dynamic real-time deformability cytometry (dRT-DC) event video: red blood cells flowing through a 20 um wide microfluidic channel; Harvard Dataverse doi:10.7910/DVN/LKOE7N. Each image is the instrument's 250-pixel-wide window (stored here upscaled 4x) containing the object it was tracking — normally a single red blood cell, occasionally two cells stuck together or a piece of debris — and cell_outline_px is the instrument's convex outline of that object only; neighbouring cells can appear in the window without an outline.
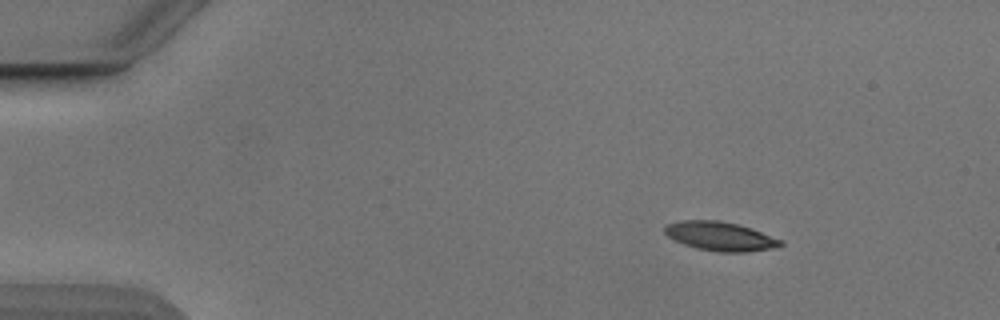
{"species": "Egyptian fruit bat (a non-hibernating species)", "species_latin": "Rousettus aegyptiacus", "temperature_condition": "cold", "stored_images_in_passage": 53, "camera_frame_rate_fps": 3000, "um_per_image_px": 0.085, "animal": {"sex": "male"}, "frame": {"image": 1, "passage_image": 7, "time_ms": 2.0, "image_size_px": [1000, 320], "cell_outline_px": [[784, 244], [776, 248], [748, 252], [716, 252], [696, 248], [684, 244], [668, 236], [664, 232], [664, 228], [668, 224], [684, 220], [716, 220], [736, 224], [760, 232], [780, 240]], "centroid_in_image_um": [61.21, 20.1], "position_along_channel_um": 23.8, "area_um2": 19.25}}
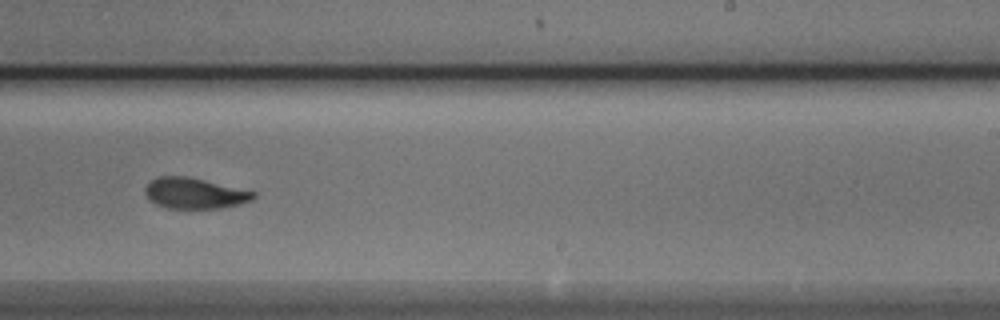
{"frame": {"image": 2, "passage_image": 33, "time_ms": 10.667, "image_size_px": [1000, 320], "cell_outline_px": [[256, 196], [252, 200], [240, 204], [220, 208], [168, 208], [156, 204], [144, 192], [144, 188], [156, 176], [184, 176], [204, 180], [256, 192]], "centroid_in_image_um": [16.55, 16.43], "position_along_channel_um": 272.5, "area_um2": 19.19}}
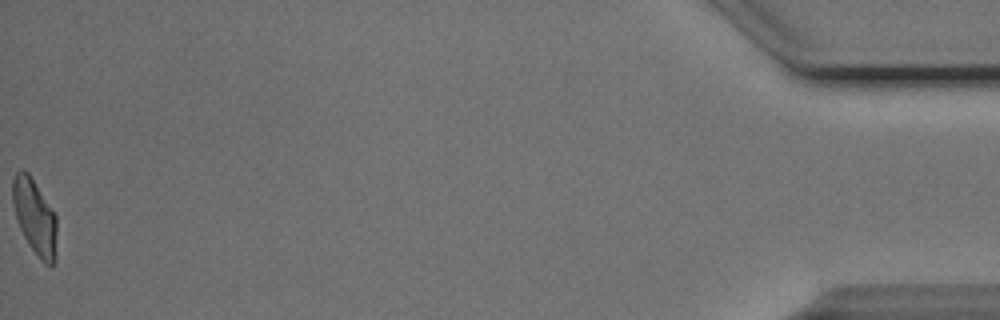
{"frame": {"image": 3, "passage_image": 53, "time_ms": 17.333, "image_size_px": [1000, 320], "cell_outline_px": [[56, 260], [52, 264], [44, 264], [28, 244], [20, 228], [12, 204], [12, 176], [20, 168], [24, 168], [28, 172], [56, 216]], "centroid_in_image_um": [2.93, 18.41], "position_along_channel_um": 432.3, "area_um2": 19.36}, "authors_computed_cell_mechanics": {"area_um2": 19.8832, "velocity_mm_per_s": 3.8607, "shape_relaxation_time_tau1_ms": 5.999, "shape_relaxation_time_tau2_ms": 2.1162, "deformation_change_tau1": 0.187, "deformation_change_tau2": 0.0865}}